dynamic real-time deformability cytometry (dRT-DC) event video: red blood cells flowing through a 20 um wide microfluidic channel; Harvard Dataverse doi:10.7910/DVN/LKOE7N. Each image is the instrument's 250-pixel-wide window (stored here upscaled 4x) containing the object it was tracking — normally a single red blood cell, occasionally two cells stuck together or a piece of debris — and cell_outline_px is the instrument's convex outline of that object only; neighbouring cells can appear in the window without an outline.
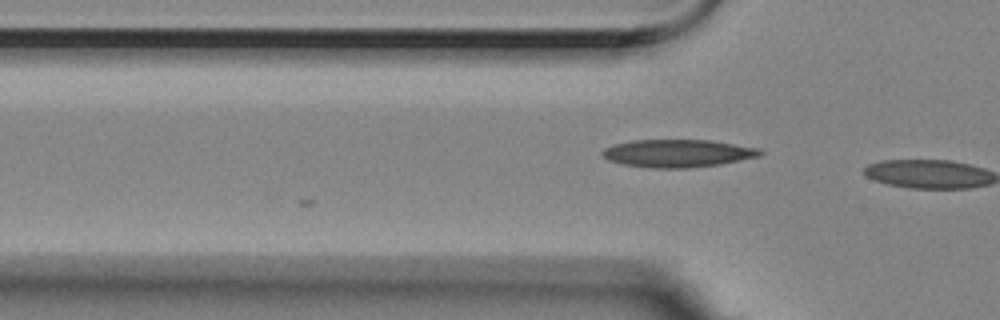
{"species": "Egyptian fruit bat (a non-hibernating species)", "species_latin": "Rousettus aegyptiacus", "temperature_condition": "room temperature", "stored_images_in_passage": 6, "camera_frame_rate_fps": 3000, "um_per_image_px": 0.085, "animal": {"sex": "female"}, "frame": {"image": 1, "passage_image": 4, "time_ms": 1.0, "image_size_px": [1000, 320], "cell_outline_px": [[764, 152], [760, 156], [720, 164], [688, 168], [652, 168], [620, 164], [608, 160], [600, 156], [600, 152], [604, 148], [612, 144], [632, 140], [712, 140], [760, 148]], "centroid_in_image_um": [57.56, 13.03], "position_along_channel_um": 68.2, "area_um2": 25.84}}
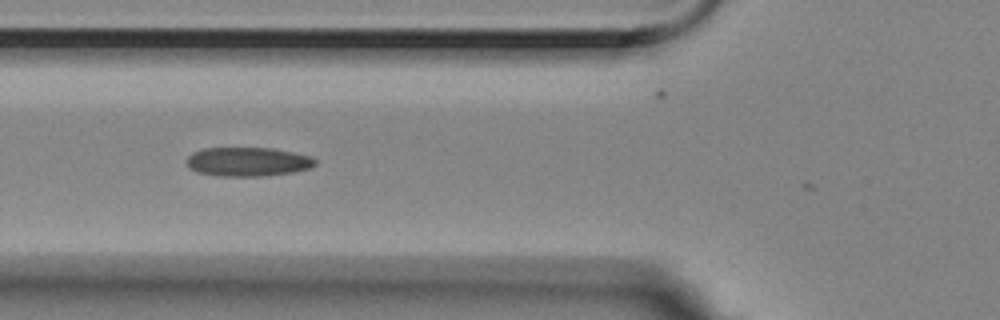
{"frame": {"image": 2, "passage_image": 5, "time_ms": 1.333, "image_size_px": [1000, 320], "cell_outline_px": [[316, 164], [312, 168], [292, 172], [264, 176], [216, 176], [196, 172], [188, 168], [188, 156], [192, 152], [204, 148], [272, 148], [312, 156], [316, 160]], "centroid_in_image_um": [21.07, 13.75], "position_along_channel_um": 104.7, "area_um2": 21.91}}